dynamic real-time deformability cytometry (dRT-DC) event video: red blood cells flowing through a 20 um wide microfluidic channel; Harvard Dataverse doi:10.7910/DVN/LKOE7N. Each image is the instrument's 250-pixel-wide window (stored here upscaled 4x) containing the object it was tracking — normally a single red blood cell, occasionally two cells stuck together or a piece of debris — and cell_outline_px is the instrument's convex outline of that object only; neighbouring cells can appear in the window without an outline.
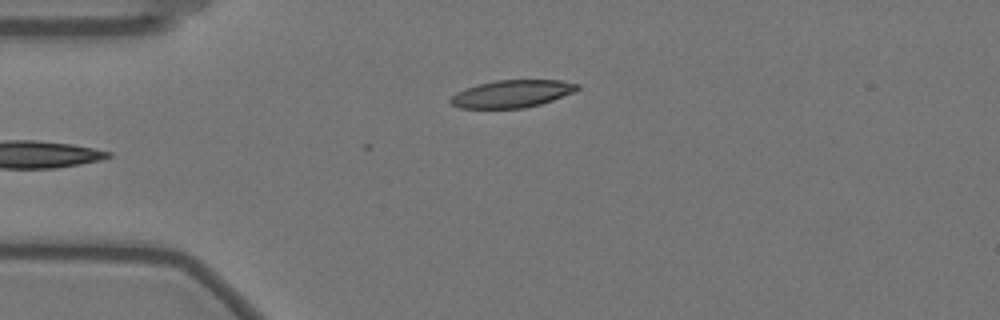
{"species": "Egyptian fruit bat (a non-hibernating species)", "species_latin": "Rousettus aegyptiacus", "temperature_condition": "warm", "stored_images_in_passage": 9, "camera_frame_rate_fps": 3000, "um_per_image_px": 0.085, "animal": {"sex": "female"}, "frame": {"image": 1, "passage_image": 1, "time_ms": 0.0, "image_size_px": [1000, 320], "cell_outline_px": [[580, 88], [572, 92], [552, 100], [540, 104], [524, 108], [460, 108], [452, 104], [448, 100], [456, 92], [476, 84], [496, 80], [560, 80], [580, 84]], "centroid_in_image_um": [43.49, 7.96], "position_along_channel_um": 41.5, "area_um2": 20.23}}
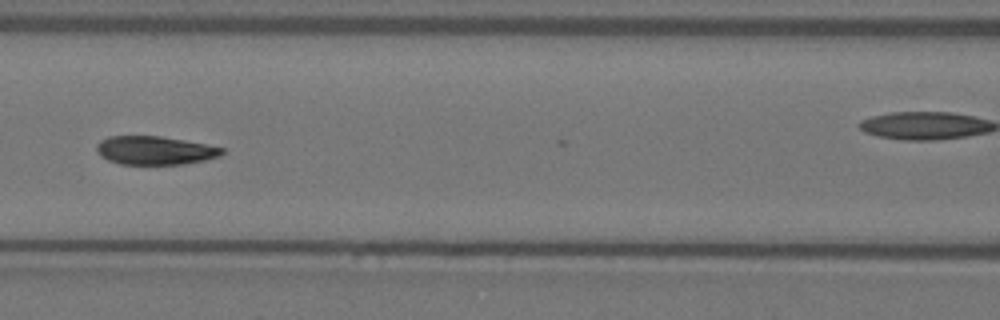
{"frame": {"image": 2, "passage_image": 7, "time_ms": 2.0, "image_size_px": [1000, 320], "cell_outline_px": [[224, 152], [220, 156], [204, 160], [184, 164], [152, 168], [144, 168], [116, 164], [100, 156], [96, 152], [96, 144], [100, 140], [108, 136], [160, 136], [208, 144], [224, 148]], "centroid_in_image_um": [13.12, 12.85], "position_along_channel_um": 153.5, "area_um2": 22.14}}